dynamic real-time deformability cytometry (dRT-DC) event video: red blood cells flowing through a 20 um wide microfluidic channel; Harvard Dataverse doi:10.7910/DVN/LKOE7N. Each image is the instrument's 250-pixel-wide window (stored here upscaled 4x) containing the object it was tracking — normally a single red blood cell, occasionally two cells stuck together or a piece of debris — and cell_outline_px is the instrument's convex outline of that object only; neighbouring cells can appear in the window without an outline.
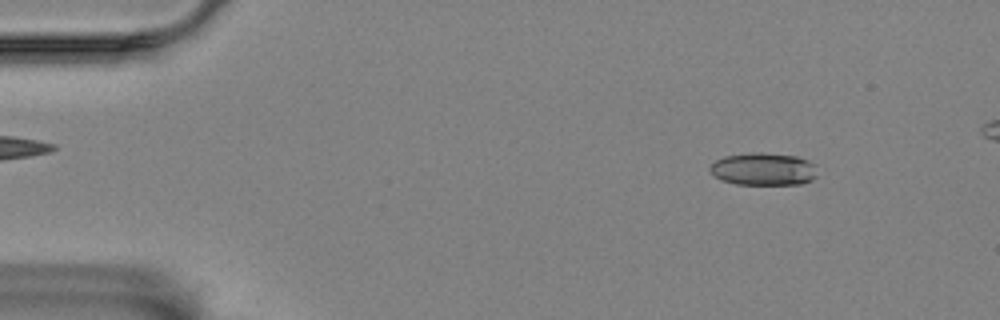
{"species": "Egyptian fruit bat (a non-hibernating species)", "species_latin": "Rousettus aegyptiacus", "temperature_condition": "room temperature", "stored_images_in_passage": 54, "camera_frame_rate_fps": 3000, "um_per_image_px": 0.085, "animal": {"sex": "female"}, "frame": {"image": 1, "passage_image": 6, "time_ms": 1.667, "image_size_px": [1000, 320], "cell_outline_px": [[816, 176], [812, 180], [800, 184], [736, 184], [720, 180], [708, 168], [716, 160], [724, 156], [756, 152], [760, 152], [796, 156], [808, 160], [816, 164]], "centroid_in_image_um": [64.91, 14.37], "position_along_channel_um": 20.1, "area_um2": 20.4}}
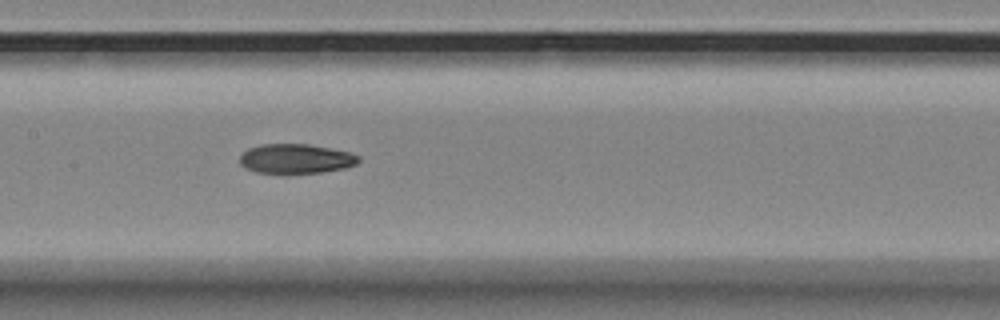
{"frame": {"image": 2, "passage_image": 27, "time_ms": 8.667, "image_size_px": [1000, 320], "cell_outline_px": [[360, 160], [356, 164], [348, 168], [324, 172], [288, 176], [280, 176], [256, 172], [244, 168], [240, 164], [240, 156], [248, 148], [260, 144], [308, 144], [348, 152], [360, 156]], "centroid_in_image_um": [25.12, 13.55], "position_along_channel_um": 182.3, "area_um2": 21.39}}
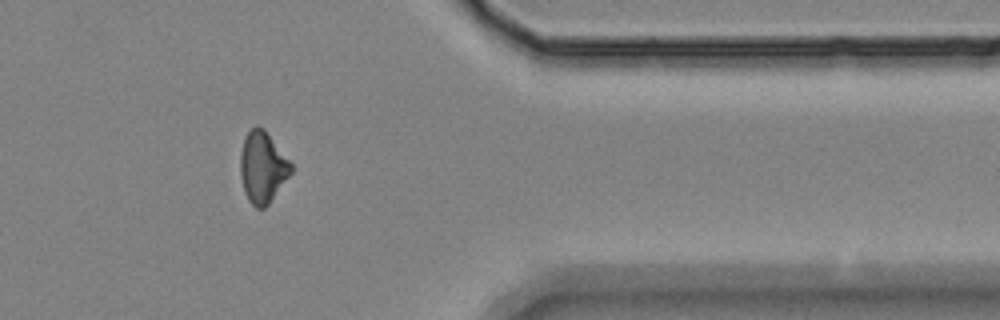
{"frame": {"image": 3, "passage_image": 46, "time_ms": 15.0, "image_size_px": [1000, 320], "cell_outline_px": [[292, 172], [268, 204], [264, 208], [256, 208], [248, 200], [244, 192], [240, 176], [240, 156], [244, 140], [248, 132], [256, 124], [264, 128], [292, 164]], "centroid_in_image_um": [22.31, 14.21], "position_along_channel_um": 389.1, "area_um2": 20.92}}